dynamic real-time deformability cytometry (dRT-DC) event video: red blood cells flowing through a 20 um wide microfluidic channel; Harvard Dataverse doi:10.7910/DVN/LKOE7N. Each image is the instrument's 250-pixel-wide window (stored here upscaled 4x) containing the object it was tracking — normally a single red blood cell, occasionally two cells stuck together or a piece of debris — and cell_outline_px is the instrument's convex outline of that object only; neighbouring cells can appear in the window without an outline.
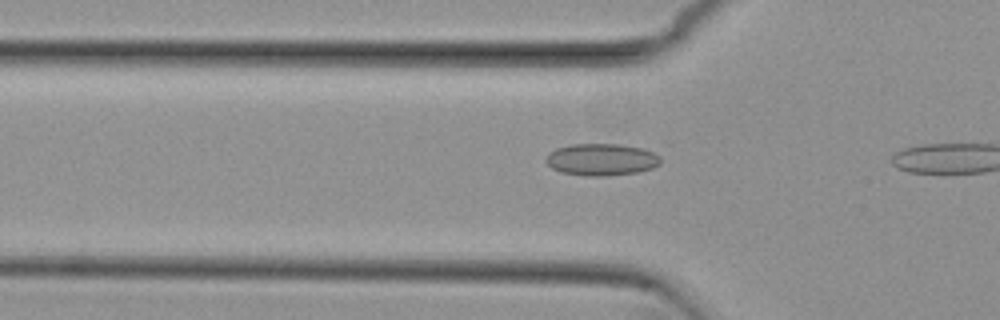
{"species": "common noctule bat (a hibernating species)", "species_latin": "Nyctalus noctula", "temperature_condition": "cold", "stored_images_in_passage": 4, "camera_frame_rate_fps": 3000, "um_per_image_px": 0.085, "animal": {"sex": "female", "body_mass_g": 29.2, "forearm_length_mm": 56.3}, "frame": {"image": 1, "passage_image": 3, "time_ms": 0.667, "image_size_px": [1000, 320], "cell_outline_px": [[660, 164], [652, 168], [636, 172], [608, 176], [588, 176], [560, 172], [552, 168], [544, 160], [544, 156], [548, 152], [556, 148], [572, 144], [620, 144], [644, 148], [660, 156]], "centroid_in_image_um": [51.09, 13.55], "position_along_channel_um": 74.7, "area_um2": 21.56}}